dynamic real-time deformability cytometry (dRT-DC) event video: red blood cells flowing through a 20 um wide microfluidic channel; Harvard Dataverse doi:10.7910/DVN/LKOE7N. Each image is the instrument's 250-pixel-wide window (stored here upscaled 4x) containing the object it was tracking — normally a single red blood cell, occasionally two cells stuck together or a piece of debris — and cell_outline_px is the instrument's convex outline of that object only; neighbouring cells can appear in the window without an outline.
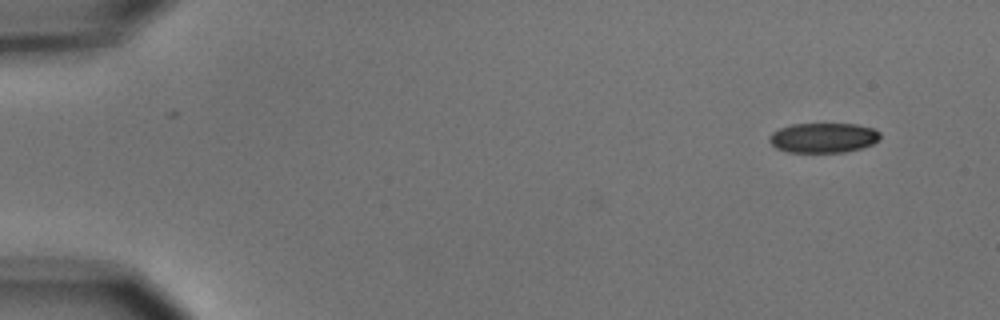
{"species": "common noctule bat (a hibernating species)", "species_latin": "Nyctalus noctula", "temperature_condition": "cold", "stored_images_in_passage": 10, "camera_frame_rate_fps": 3000, "um_per_image_px": 0.085, "animal": {"sex": "male", "body_mass_g": 15.6}, "frame": {"image": 1, "passage_image": 1, "time_ms": 0.0, "image_size_px": [1000, 320], "cell_outline_px": [[880, 136], [872, 144], [860, 148], [844, 152], [788, 152], [776, 148], [768, 140], [768, 136], [772, 132], [780, 128], [792, 124], [856, 124], [872, 128], [880, 132]], "centroid_in_image_um": [69.94, 11.71], "position_along_channel_um": 15.1, "area_um2": 19.19}}
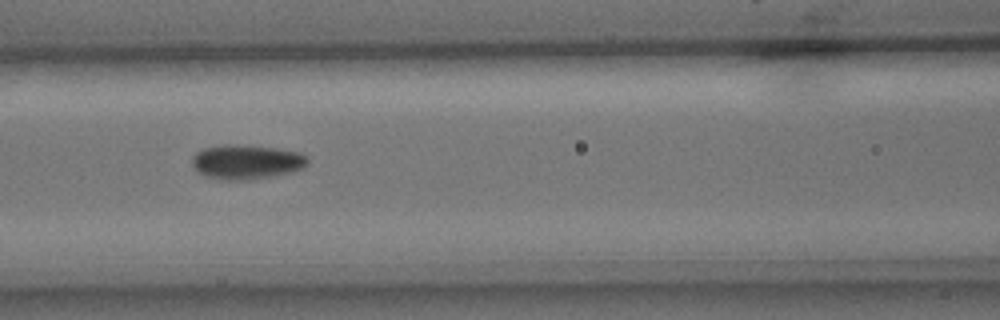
{"frame": {"image": 2, "passage_image": 6, "time_ms": 6.667, "image_size_px": [1000, 320], "cell_outline_px": [[308, 164], [304, 168], [292, 172], [272, 176], [248, 180], [224, 180], [204, 176], [196, 172], [192, 164], [192, 156], [196, 152], [204, 148], [224, 144], [228, 144], [276, 148], [300, 152], [308, 156]], "centroid_in_image_um": [20.95, 13.77], "position_along_channel_um": 145.7, "area_um2": 23.47}}
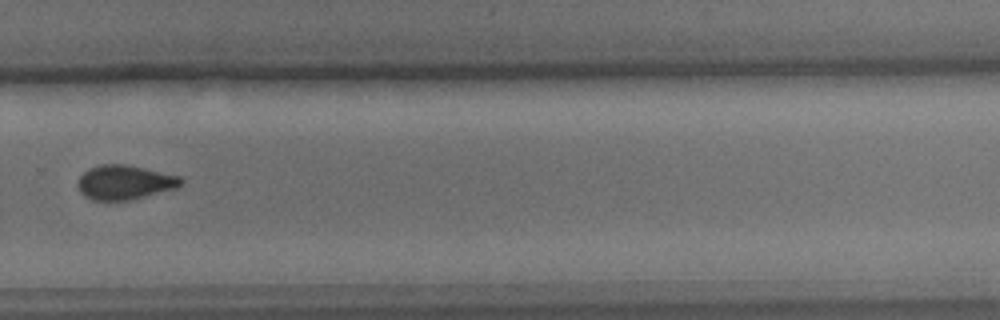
{"frame": {"image": 3, "passage_image": 10, "time_ms": 11.333, "image_size_px": [1000, 320], "cell_outline_px": [[184, 180], [176, 188], [128, 200], [92, 200], [84, 196], [80, 192], [76, 184], [80, 176], [88, 168], [100, 164], [124, 164], [144, 168], [180, 176]], "centroid_in_image_um": [10.55, 15.49], "position_along_channel_um": 319.3, "area_um2": 20.58}}